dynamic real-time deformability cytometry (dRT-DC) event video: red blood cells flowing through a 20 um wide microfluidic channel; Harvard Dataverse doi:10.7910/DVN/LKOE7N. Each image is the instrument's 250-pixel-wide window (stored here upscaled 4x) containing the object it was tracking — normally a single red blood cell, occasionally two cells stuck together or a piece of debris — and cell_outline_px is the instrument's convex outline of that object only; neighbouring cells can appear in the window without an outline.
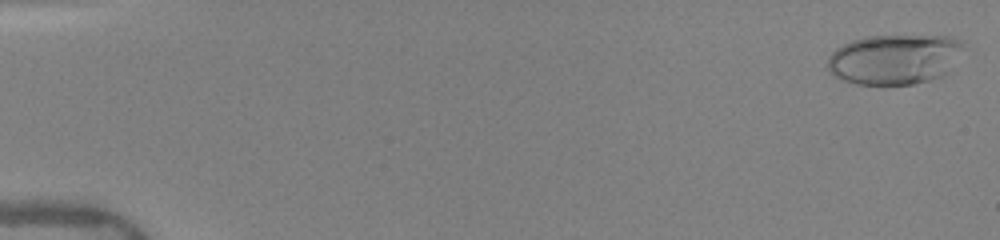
{"species": "human", "species_latin": "Homo sapiens", "temperature_condition": "warm", "stored_images_in_passage": 50, "camera_frame_rate_fps": 3000, "um_per_image_px": 0.085, "donor": {"sex": "female"}, "frame": {"image": 1, "passage_image": 1, "time_ms": 0.0, "image_size_px": [1000, 240], "cell_outline_px": [[964, 44], [948, 72], [944, 76], [912, 84], [856, 84], [832, 76], [828, 68], [828, 56], [836, 48], [852, 40], [864, 36], [952, 36], [960, 40]], "centroid_in_image_um": [76.0, 5.03], "position_along_channel_um": 9.0, "area_um2": 39.59}}
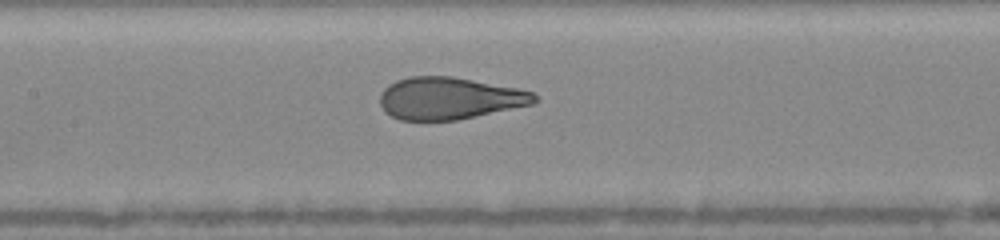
{"frame": {"image": 2, "passage_image": 25, "time_ms": 8.0, "image_size_px": [1000, 240], "cell_outline_px": [[540, 100], [532, 104], [456, 120], [400, 120], [392, 116], [380, 104], [380, 92], [388, 84], [396, 80], [408, 76], [452, 76], [516, 88], [532, 92]], "centroid_in_image_um": [38.17, 8.34], "position_along_channel_um": 169.2, "area_um2": 37.69}}
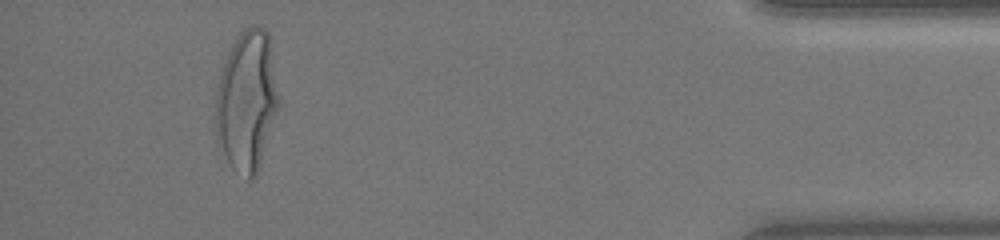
{"frame": {"image": 3, "passage_image": 47, "time_ms": 15.333, "image_size_px": [1000, 240], "cell_outline_px": [[280, 100], [260, 164], [256, 176], [248, 180], [232, 168], [216, 136], [216, 92], [220, 76], [228, 52], [240, 32], [244, 28], [252, 24], [256, 24], [264, 28], [268, 32]], "centroid_in_image_um": [20.99, 8.54], "position_along_channel_um": 414.2, "area_um2": 51.04}, "authors_computed_cell_mechanics": {"area_um2": 39.1306, "velocity_mm_per_s": 4.0565, "shape_relaxation_time_tau1_ms": 4.3554, "shape_relaxation_time_tau2_ms": null, "deformation_change_tau1": 0.2216, "deformation_change_tau2": null}}